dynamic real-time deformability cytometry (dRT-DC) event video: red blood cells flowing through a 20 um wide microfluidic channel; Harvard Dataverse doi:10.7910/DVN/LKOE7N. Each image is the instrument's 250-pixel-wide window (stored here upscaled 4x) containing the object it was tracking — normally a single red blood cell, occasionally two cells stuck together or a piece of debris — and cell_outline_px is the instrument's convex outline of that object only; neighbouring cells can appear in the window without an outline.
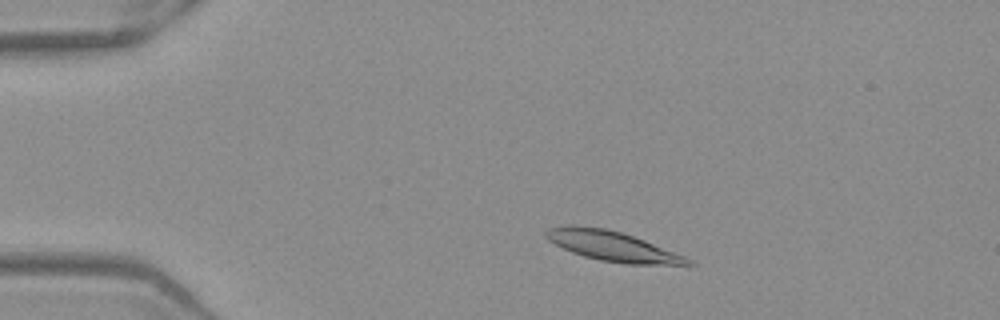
{"species": "Egyptian fruit bat (a non-hibernating species)", "species_latin": "Rousettus aegyptiacus", "temperature_condition": "warm", "stored_images_in_passage": 48, "camera_frame_rate_fps": 3000, "um_per_image_px": 0.085, "frame": {"image": 1, "passage_image": 6, "time_ms": 1.667, "image_size_px": [1000, 320], "cell_outline_px": [[696, 264], [688, 268], [624, 264], [600, 260], [584, 256], [572, 252], [548, 240], [544, 236], [544, 232], [548, 228], [568, 224], [604, 228], [620, 232], [644, 240], [684, 256], [692, 260]], "centroid_in_image_um": [52.19, 20.97], "position_along_channel_um": 32.8, "area_um2": 25.43}}
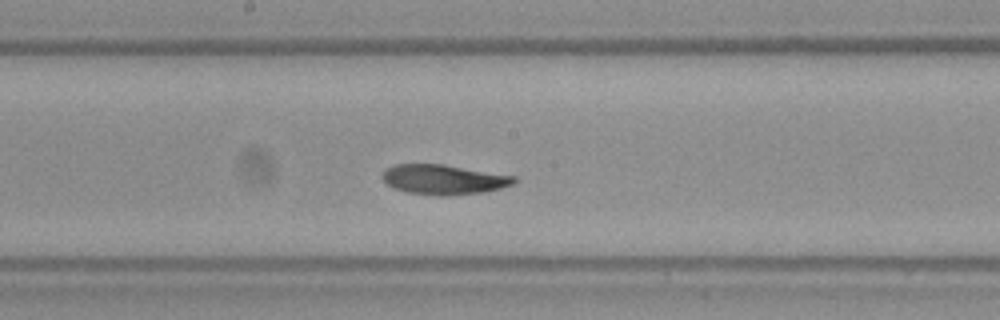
{"frame": {"image": 2, "passage_image": 24, "time_ms": 7.667, "image_size_px": [1000, 320], "cell_outline_px": [[520, 180], [512, 184], [500, 188], [484, 192], [448, 196], [436, 196], [408, 192], [396, 188], [388, 184], [380, 176], [384, 168], [392, 164], [444, 164], [516, 176]], "centroid_in_image_um": [37.72, 15.25], "position_along_channel_um": 210.5, "area_um2": 23.18}}
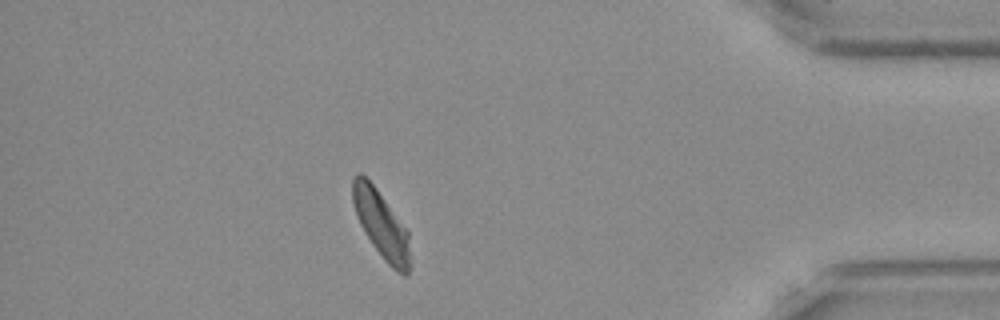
{"frame": {"image": 3, "passage_image": 42, "time_ms": 13.667, "image_size_px": [1000, 320], "cell_outline_px": [[408, 276], [404, 276], [396, 272], [384, 260], [372, 244], [364, 232], [360, 224], [352, 200], [352, 176], [356, 172], [360, 172], [376, 188], [408, 232]], "centroid_in_image_um": [32.36, 19.06], "position_along_channel_um": 402.8, "area_um2": 21.96}, "authors_computed_cell_mechanics": {"area_um2": 23.0044, "velocity_mm_per_s": 3.8733, "shape_relaxation_time_tau1_ms": null, "shape_relaxation_time_tau2_ms": 2.6335, "deformation_change_tau1": null, "deformation_change_tau2": 0.073}}